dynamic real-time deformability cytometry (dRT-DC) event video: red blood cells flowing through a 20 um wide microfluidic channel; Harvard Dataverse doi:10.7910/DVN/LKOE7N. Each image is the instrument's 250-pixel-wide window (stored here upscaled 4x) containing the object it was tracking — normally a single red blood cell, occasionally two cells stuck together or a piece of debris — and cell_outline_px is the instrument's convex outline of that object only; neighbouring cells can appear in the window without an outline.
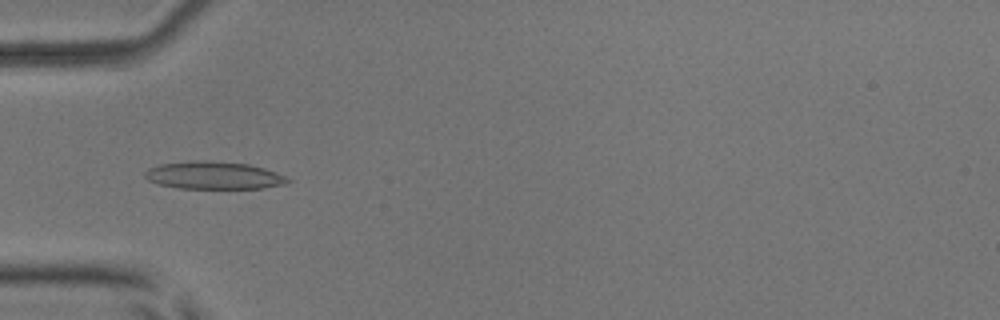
{"species": "common noctule bat (a hibernating species)", "species_latin": "Nyctalus noctula", "temperature_condition": "room temperature", "stored_images_in_passage": 53, "camera_frame_rate_fps": 3000, "um_per_image_px": 0.085, "animal": {"sex": "male", "body_mass_g": 17.9, "forearm_length_mm": 54.2}, "frame": {"image": 1, "passage_image": 18, "time_ms": 5.667, "image_size_px": [1000, 320], "cell_outline_px": [[292, 180], [284, 184], [264, 188], [180, 188], [160, 184], [148, 180], [144, 176], [144, 172], [148, 168], [160, 164], [188, 160], [208, 160], [248, 164], [264, 168], [276, 172]], "centroid_in_image_um": [18.15, 14.89], "position_along_channel_um": 66.9, "area_um2": 23.0}}
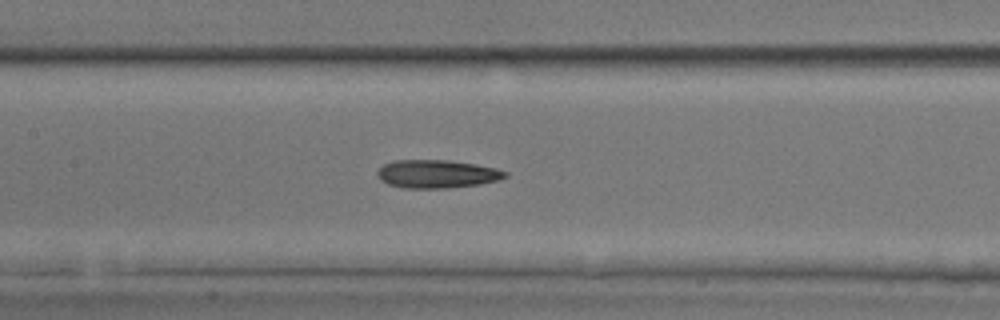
{"frame": {"image": 2, "passage_image": 26, "time_ms": 8.333, "image_size_px": [1000, 320], "cell_outline_px": [[508, 176], [500, 180], [480, 184], [448, 188], [404, 188], [388, 184], [380, 180], [376, 172], [384, 164], [392, 160], [448, 160], [476, 164], [496, 168], [508, 172]], "centroid_in_image_um": [37.15, 14.78], "position_along_channel_um": 170.2, "area_um2": 21.15}}
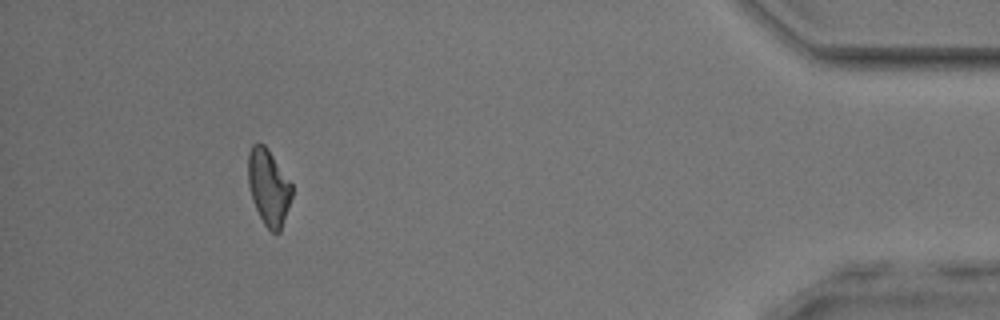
{"frame": {"image": 3, "passage_image": 49, "time_ms": 16.0, "image_size_px": [1000, 320], "cell_outline_px": [[292, 196], [280, 232], [272, 232], [264, 224], [252, 200], [248, 184], [248, 152], [252, 144], [256, 140], [264, 144], [268, 148], [292, 184]], "centroid_in_image_um": [22.81, 15.86], "position_along_channel_um": 412.4, "area_um2": 19.48}, "authors_computed_cell_mechanics": {"area_um2": 20.9814, "velocity_mm_per_s": 3.9304, "shape_relaxation_time_tau1_ms": null, "shape_relaxation_time_tau2_ms": 8.0478, "deformation_change_tau1": null, "deformation_change_tau2": 0.1971}}